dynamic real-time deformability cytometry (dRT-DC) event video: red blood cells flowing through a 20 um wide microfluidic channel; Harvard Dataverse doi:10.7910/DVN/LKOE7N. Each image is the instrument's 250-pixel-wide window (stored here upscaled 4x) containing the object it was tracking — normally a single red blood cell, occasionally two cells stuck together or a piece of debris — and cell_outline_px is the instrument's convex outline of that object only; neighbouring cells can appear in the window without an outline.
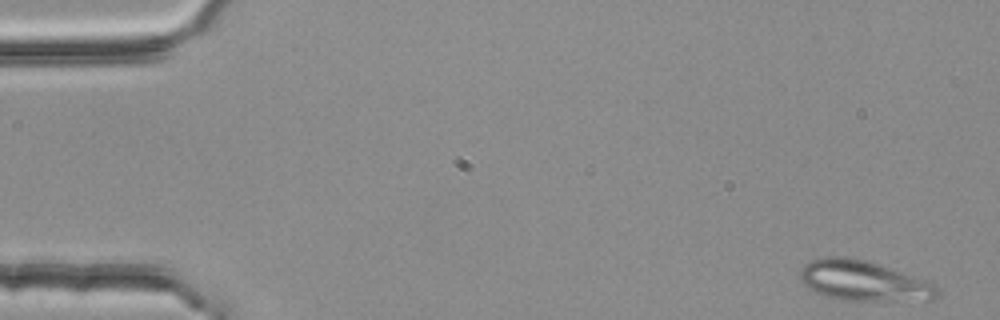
{"species": "common noctule bat (a hibernating species)", "species_latin": "Nyctalus noctula", "temperature_condition": "room temperature", "stored_images_in_passage": 51, "camera_frame_rate_fps": 3000, "um_per_image_px": 0.085, "animal": {"sex": "female", "body_mass_g": 25.1}, "frame": {"image": 1, "passage_image": 2, "time_ms": 0.333, "image_size_px": [1000, 320], "cell_outline_px": [[940, 292], [932, 300], [840, 300], [824, 296], [808, 288], [804, 284], [800, 276], [800, 268], [804, 264], [812, 260], [828, 256], [840, 256], [868, 260], [928, 280], [936, 284], [940, 288]], "centroid_in_image_um": [73.43, 23.86], "position_along_channel_um": 11.6, "area_um2": 32.43}}